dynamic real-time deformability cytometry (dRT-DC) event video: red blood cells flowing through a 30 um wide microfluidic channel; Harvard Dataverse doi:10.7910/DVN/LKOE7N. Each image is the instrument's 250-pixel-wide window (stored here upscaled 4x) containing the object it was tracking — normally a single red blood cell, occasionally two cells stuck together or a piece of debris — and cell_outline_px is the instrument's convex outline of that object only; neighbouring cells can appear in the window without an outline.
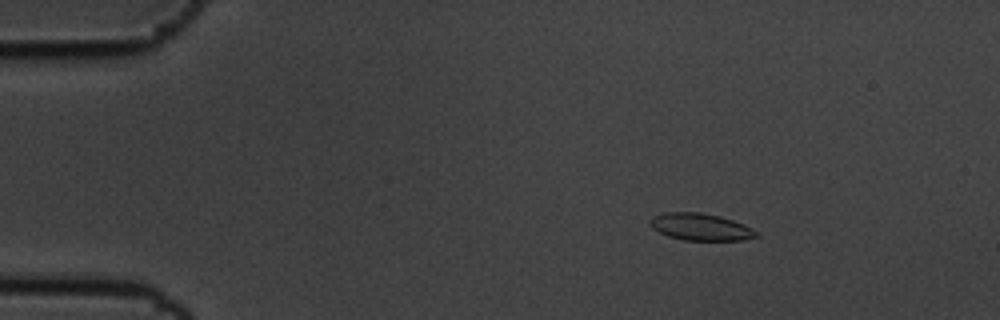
{"species": "common noctule bat (a hibernating species)", "species_latin": "Nyctalus noctula", "temperature_condition": "cold", "stored_images_in_passage": 59, "camera_frame_rate_fps": 3000, "um_per_image_px": 0.085, "animal": {"sex": "male", "body_mass_g": 19.5, "forearm_length_mm": 54.6}, "frame": {"image": 1, "passage_image": 9, "time_ms": 2.667, "image_size_px": [1000, 320], "cell_outline_px": [[760, 236], [744, 240], [684, 240], [668, 236], [652, 228], [648, 224], [648, 220], [652, 216], [664, 212], [700, 212], [720, 216], [744, 224], [760, 232]], "centroid_in_image_um": [59.55, 19.28], "position_along_channel_um": 25.4, "area_um2": 16.99}}
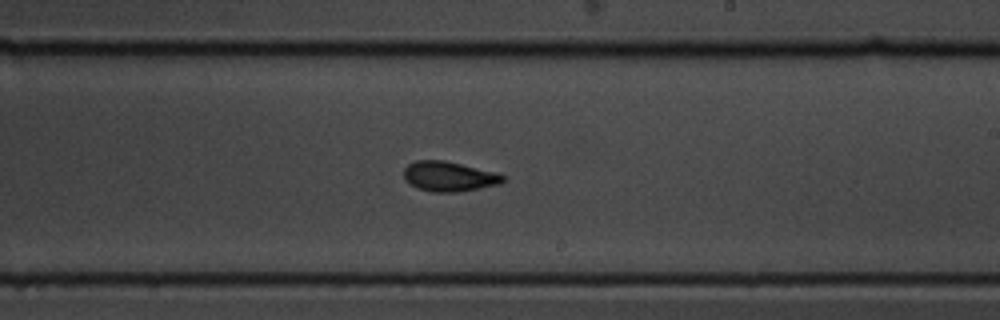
{"frame": {"image": 2, "passage_image": 35, "time_ms": 11.333, "image_size_px": [1000, 320], "cell_outline_px": [[504, 180], [500, 184], [456, 192], [432, 192], [420, 188], [404, 180], [404, 168], [408, 164], [416, 160], [444, 160], [496, 172], [504, 176]], "centroid_in_image_um": [38.15, 14.98], "position_along_channel_um": 250.8, "area_um2": 17.11}}
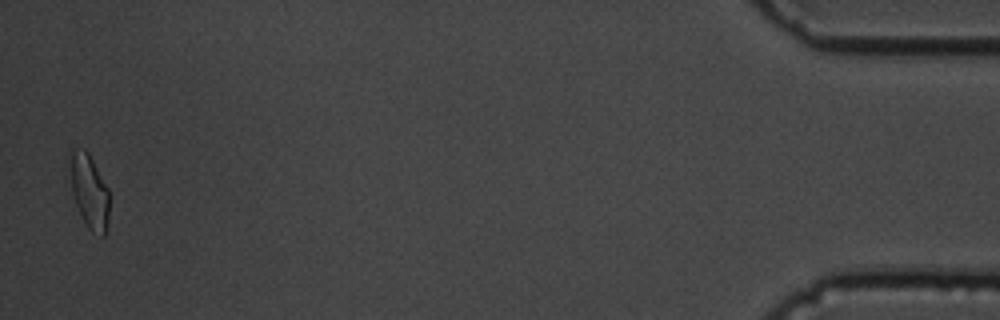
{"frame": {"image": 3, "passage_image": 58, "time_ms": 19.0, "image_size_px": [1000, 320], "cell_outline_px": [[108, 220], [104, 236], [100, 236], [92, 232], [88, 228], [72, 196], [68, 152], [72, 148], [84, 148], [88, 152], [108, 188]], "centroid_in_image_um": [7.56, 16.2], "position_along_channel_um": 427.6, "area_um2": 17.05}, "authors_computed_cell_mechanics": {"area_um2": 17.1088, "velocity_mm_per_s": 3.4226, "shape_relaxation_time_tau1_ms": 2.8052, "shape_relaxation_time_tau2_ms": 1.6064, "deformation_change_tau1": 0.101, "deformation_change_tau2": 0.0667}}